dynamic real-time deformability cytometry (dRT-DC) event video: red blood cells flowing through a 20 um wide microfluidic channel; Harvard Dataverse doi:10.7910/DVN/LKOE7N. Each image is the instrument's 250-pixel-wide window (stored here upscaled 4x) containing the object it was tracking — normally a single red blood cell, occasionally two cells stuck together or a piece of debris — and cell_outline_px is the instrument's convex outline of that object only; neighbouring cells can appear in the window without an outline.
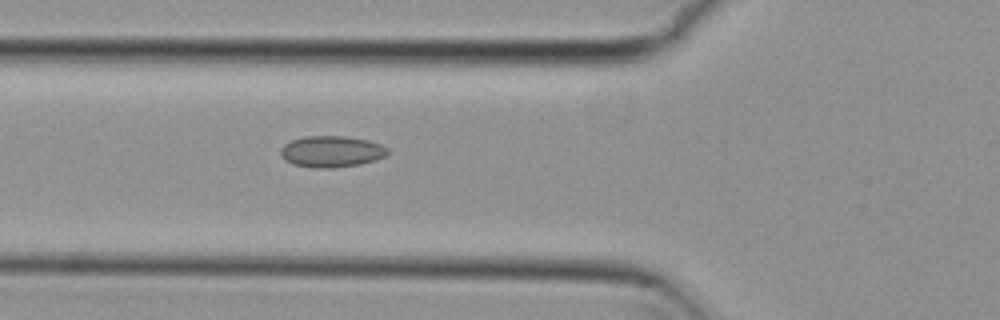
{"species": "common noctule bat (a hibernating species)", "species_latin": "Nyctalus noctula", "temperature_condition": "cold", "stored_images_in_passage": 3, "camera_frame_rate_fps": 3000, "um_per_image_px": 0.085, "animal": {"sex": "female", "body_mass_g": 29.2, "forearm_length_mm": 56.3}, "frame": {"image": 1, "passage_image": 3, "time_ms": 0.667, "image_size_px": [1000, 320], "cell_outline_px": [[388, 156], [376, 160], [360, 164], [332, 168], [316, 168], [292, 164], [284, 160], [280, 156], [280, 148], [284, 144], [292, 140], [304, 136], [344, 136], [368, 140], [380, 144], [388, 148]], "centroid_in_image_um": [28.17, 12.88], "position_along_channel_um": 97.6, "area_um2": 19.77}}